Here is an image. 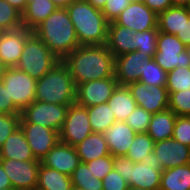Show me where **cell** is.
Instances as JSON below:
<instances>
[{"instance_id":"cell-10","label":"cell","mask_w":190,"mask_h":190,"mask_svg":"<svg viewBox=\"0 0 190 190\" xmlns=\"http://www.w3.org/2000/svg\"><path fill=\"white\" fill-rule=\"evenodd\" d=\"M12 187L16 190H33L37 188L40 160L20 161L15 159H0Z\"/></svg>"},{"instance_id":"cell-27","label":"cell","mask_w":190,"mask_h":190,"mask_svg":"<svg viewBox=\"0 0 190 190\" xmlns=\"http://www.w3.org/2000/svg\"><path fill=\"white\" fill-rule=\"evenodd\" d=\"M56 9L57 7L52 0H35L28 3L22 13V25L33 31Z\"/></svg>"},{"instance_id":"cell-43","label":"cell","mask_w":190,"mask_h":190,"mask_svg":"<svg viewBox=\"0 0 190 190\" xmlns=\"http://www.w3.org/2000/svg\"><path fill=\"white\" fill-rule=\"evenodd\" d=\"M102 187L103 190H127L129 186L124 178L115 169H112L102 179Z\"/></svg>"},{"instance_id":"cell-28","label":"cell","mask_w":190,"mask_h":190,"mask_svg":"<svg viewBox=\"0 0 190 190\" xmlns=\"http://www.w3.org/2000/svg\"><path fill=\"white\" fill-rule=\"evenodd\" d=\"M71 176L40 164L37 176L38 190H71Z\"/></svg>"},{"instance_id":"cell-31","label":"cell","mask_w":190,"mask_h":190,"mask_svg":"<svg viewBox=\"0 0 190 190\" xmlns=\"http://www.w3.org/2000/svg\"><path fill=\"white\" fill-rule=\"evenodd\" d=\"M72 184L84 190H103L102 180L93 176L85 163L80 162L71 175Z\"/></svg>"},{"instance_id":"cell-23","label":"cell","mask_w":190,"mask_h":190,"mask_svg":"<svg viewBox=\"0 0 190 190\" xmlns=\"http://www.w3.org/2000/svg\"><path fill=\"white\" fill-rule=\"evenodd\" d=\"M0 159L36 160L21 127L11 133L0 149Z\"/></svg>"},{"instance_id":"cell-34","label":"cell","mask_w":190,"mask_h":190,"mask_svg":"<svg viewBox=\"0 0 190 190\" xmlns=\"http://www.w3.org/2000/svg\"><path fill=\"white\" fill-rule=\"evenodd\" d=\"M165 87L169 94L190 90V67H177L168 72Z\"/></svg>"},{"instance_id":"cell-39","label":"cell","mask_w":190,"mask_h":190,"mask_svg":"<svg viewBox=\"0 0 190 190\" xmlns=\"http://www.w3.org/2000/svg\"><path fill=\"white\" fill-rule=\"evenodd\" d=\"M21 115L0 112V149L7 138L20 127Z\"/></svg>"},{"instance_id":"cell-47","label":"cell","mask_w":190,"mask_h":190,"mask_svg":"<svg viewBox=\"0 0 190 190\" xmlns=\"http://www.w3.org/2000/svg\"><path fill=\"white\" fill-rule=\"evenodd\" d=\"M185 45L190 42V16L185 19V24L182 29V36H177Z\"/></svg>"},{"instance_id":"cell-6","label":"cell","mask_w":190,"mask_h":190,"mask_svg":"<svg viewBox=\"0 0 190 190\" xmlns=\"http://www.w3.org/2000/svg\"><path fill=\"white\" fill-rule=\"evenodd\" d=\"M153 59L167 73L177 67H190V58L185 51V44L177 36L161 31L157 37Z\"/></svg>"},{"instance_id":"cell-57","label":"cell","mask_w":190,"mask_h":190,"mask_svg":"<svg viewBox=\"0 0 190 190\" xmlns=\"http://www.w3.org/2000/svg\"><path fill=\"white\" fill-rule=\"evenodd\" d=\"M71 190H84V189H81V188H78V187H72Z\"/></svg>"},{"instance_id":"cell-11","label":"cell","mask_w":190,"mask_h":190,"mask_svg":"<svg viewBox=\"0 0 190 190\" xmlns=\"http://www.w3.org/2000/svg\"><path fill=\"white\" fill-rule=\"evenodd\" d=\"M153 58L142 52L133 51L115 57L114 76L119 85L128 86L138 82L141 74Z\"/></svg>"},{"instance_id":"cell-49","label":"cell","mask_w":190,"mask_h":190,"mask_svg":"<svg viewBox=\"0 0 190 190\" xmlns=\"http://www.w3.org/2000/svg\"><path fill=\"white\" fill-rule=\"evenodd\" d=\"M10 5L17 9L21 14L25 11L27 0H6Z\"/></svg>"},{"instance_id":"cell-40","label":"cell","mask_w":190,"mask_h":190,"mask_svg":"<svg viewBox=\"0 0 190 190\" xmlns=\"http://www.w3.org/2000/svg\"><path fill=\"white\" fill-rule=\"evenodd\" d=\"M93 176L102 180L113 169V156L107 155L85 163Z\"/></svg>"},{"instance_id":"cell-56","label":"cell","mask_w":190,"mask_h":190,"mask_svg":"<svg viewBox=\"0 0 190 190\" xmlns=\"http://www.w3.org/2000/svg\"><path fill=\"white\" fill-rule=\"evenodd\" d=\"M0 190H16L15 188H13V187H7V188H0Z\"/></svg>"},{"instance_id":"cell-51","label":"cell","mask_w":190,"mask_h":190,"mask_svg":"<svg viewBox=\"0 0 190 190\" xmlns=\"http://www.w3.org/2000/svg\"><path fill=\"white\" fill-rule=\"evenodd\" d=\"M73 1L75 0H52L57 8H66Z\"/></svg>"},{"instance_id":"cell-37","label":"cell","mask_w":190,"mask_h":190,"mask_svg":"<svg viewBox=\"0 0 190 190\" xmlns=\"http://www.w3.org/2000/svg\"><path fill=\"white\" fill-rule=\"evenodd\" d=\"M167 72H165L154 59L146 64L144 73L141 74L140 82L149 85L166 86Z\"/></svg>"},{"instance_id":"cell-52","label":"cell","mask_w":190,"mask_h":190,"mask_svg":"<svg viewBox=\"0 0 190 190\" xmlns=\"http://www.w3.org/2000/svg\"><path fill=\"white\" fill-rule=\"evenodd\" d=\"M172 6L189 7L190 0H171Z\"/></svg>"},{"instance_id":"cell-3","label":"cell","mask_w":190,"mask_h":190,"mask_svg":"<svg viewBox=\"0 0 190 190\" xmlns=\"http://www.w3.org/2000/svg\"><path fill=\"white\" fill-rule=\"evenodd\" d=\"M80 45H105L109 21L102 10L85 0H75L66 7Z\"/></svg>"},{"instance_id":"cell-30","label":"cell","mask_w":190,"mask_h":190,"mask_svg":"<svg viewBox=\"0 0 190 190\" xmlns=\"http://www.w3.org/2000/svg\"><path fill=\"white\" fill-rule=\"evenodd\" d=\"M87 113L93 132L104 133L116 122L115 115L111 111L108 103L87 107Z\"/></svg>"},{"instance_id":"cell-48","label":"cell","mask_w":190,"mask_h":190,"mask_svg":"<svg viewBox=\"0 0 190 190\" xmlns=\"http://www.w3.org/2000/svg\"><path fill=\"white\" fill-rule=\"evenodd\" d=\"M12 187L11 181L7 174L5 173V169L2 167L0 163V188Z\"/></svg>"},{"instance_id":"cell-19","label":"cell","mask_w":190,"mask_h":190,"mask_svg":"<svg viewBox=\"0 0 190 190\" xmlns=\"http://www.w3.org/2000/svg\"><path fill=\"white\" fill-rule=\"evenodd\" d=\"M40 162L48 168L71 176L81 161L75 147L59 141Z\"/></svg>"},{"instance_id":"cell-45","label":"cell","mask_w":190,"mask_h":190,"mask_svg":"<svg viewBox=\"0 0 190 190\" xmlns=\"http://www.w3.org/2000/svg\"><path fill=\"white\" fill-rule=\"evenodd\" d=\"M134 162L127 156H114L113 157V169H115L124 180L130 182V165Z\"/></svg>"},{"instance_id":"cell-2","label":"cell","mask_w":190,"mask_h":190,"mask_svg":"<svg viewBox=\"0 0 190 190\" xmlns=\"http://www.w3.org/2000/svg\"><path fill=\"white\" fill-rule=\"evenodd\" d=\"M32 32L60 60L80 46L66 8H57Z\"/></svg>"},{"instance_id":"cell-32","label":"cell","mask_w":190,"mask_h":190,"mask_svg":"<svg viewBox=\"0 0 190 190\" xmlns=\"http://www.w3.org/2000/svg\"><path fill=\"white\" fill-rule=\"evenodd\" d=\"M154 141L147 133H136L126 156L134 163L142 161V158L148 157L153 152Z\"/></svg>"},{"instance_id":"cell-42","label":"cell","mask_w":190,"mask_h":190,"mask_svg":"<svg viewBox=\"0 0 190 190\" xmlns=\"http://www.w3.org/2000/svg\"><path fill=\"white\" fill-rule=\"evenodd\" d=\"M132 0H107L102 10L109 22L114 21Z\"/></svg>"},{"instance_id":"cell-54","label":"cell","mask_w":190,"mask_h":190,"mask_svg":"<svg viewBox=\"0 0 190 190\" xmlns=\"http://www.w3.org/2000/svg\"><path fill=\"white\" fill-rule=\"evenodd\" d=\"M185 51L188 57L190 58V42L185 45Z\"/></svg>"},{"instance_id":"cell-12","label":"cell","mask_w":190,"mask_h":190,"mask_svg":"<svg viewBox=\"0 0 190 190\" xmlns=\"http://www.w3.org/2000/svg\"><path fill=\"white\" fill-rule=\"evenodd\" d=\"M137 106L152 114L168 109L169 93L165 86L147 85L140 81L128 85Z\"/></svg>"},{"instance_id":"cell-16","label":"cell","mask_w":190,"mask_h":190,"mask_svg":"<svg viewBox=\"0 0 190 190\" xmlns=\"http://www.w3.org/2000/svg\"><path fill=\"white\" fill-rule=\"evenodd\" d=\"M20 127L33 156L40 161L60 141L59 132L40 124L20 123Z\"/></svg>"},{"instance_id":"cell-1","label":"cell","mask_w":190,"mask_h":190,"mask_svg":"<svg viewBox=\"0 0 190 190\" xmlns=\"http://www.w3.org/2000/svg\"><path fill=\"white\" fill-rule=\"evenodd\" d=\"M75 86L114 76L115 57L106 45H80L62 59Z\"/></svg>"},{"instance_id":"cell-22","label":"cell","mask_w":190,"mask_h":190,"mask_svg":"<svg viewBox=\"0 0 190 190\" xmlns=\"http://www.w3.org/2000/svg\"><path fill=\"white\" fill-rule=\"evenodd\" d=\"M189 16V7L172 6L158 14V31L175 36H182L185 19H189Z\"/></svg>"},{"instance_id":"cell-36","label":"cell","mask_w":190,"mask_h":190,"mask_svg":"<svg viewBox=\"0 0 190 190\" xmlns=\"http://www.w3.org/2000/svg\"><path fill=\"white\" fill-rule=\"evenodd\" d=\"M168 109L177 116H190V90L171 92Z\"/></svg>"},{"instance_id":"cell-50","label":"cell","mask_w":190,"mask_h":190,"mask_svg":"<svg viewBox=\"0 0 190 190\" xmlns=\"http://www.w3.org/2000/svg\"><path fill=\"white\" fill-rule=\"evenodd\" d=\"M85 1L91 4L96 9L103 10L107 0H85Z\"/></svg>"},{"instance_id":"cell-21","label":"cell","mask_w":190,"mask_h":190,"mask_svg":"<svg viewBox=\"0 0 190 190\" xmlns=\"http://www.w3.org/2000/svg\"><path fill=\"white\" fill-rule=\"evenodd\" d=\"M134 31L130 28L109 22L106 47L114 57L135 51Z\"/></svg>"},{"instance_id":"cell-53","label":"cell","mask_w":190,"mask_h":190,"mask_svg":"<svg viewBox=\"0 0 190 190\" xmlns=\"http://www.w3.org/2000/svg\"><path fill=\"white\" fill-rule=\"evenodd\" d=\"M5 70H6V67L4 66V64L0 60V81L4 75Z\"/></svg>"},{"instance_id":"cell-15","label":"cell","mask_w":190,"mask_h":190,"mask_svg":"<svg viewBox=\"0 0 190 190\" xmlns=\"http://www.w3.org/2000/svg\"><path fill=\"white\" fill-rule=\"evenodd\" d=\"M158 15L150 10L141 0H132L127 8L114 20L117 25L130 28L134 32L157 27Z\"/></svg>"},{"instance_id":"cell-46","label":"cell","mask_w":190,"mask_h":190,"mask_svg":"<svg viewBox=\"0 0 190 190\" xmlns=\"http://www.w3.org/2000/svg\"><path fill=\"white\" fill-rule=\"evenodd\" d=\"M150 10L157 15L172 7L171 0H141Z\"/></svg>"},{"instance_id":"cell-14","label":"cell","mask_w":190,"mask_h":190,"mask_svg":"<svg viewBox=\"0 0 190 190\" xmlns=\"http://www.w3.org/2000/svg\"><path fill=\"white\" fill-rule=\"evenodd\" d=\"M163 168L152 152L141 162L130 165V182L128 186L140 187L147 190H158L160 187Z\"/></svg>"},{"instance_id":"cell-9","label":"cell","mask_w":190,"mask_h":190,"mask_svg":"<svg viewBox=\"0 0 190 190\" xmlns=\"http://www.w3.org/2000/svg\"><path fill=\"white\" fill-rule=\"evenodd\" d=\"M87 108L76 102L71 104L66 113V119L59 133L60 142L75 147L92 133Z\"/></svg>"},{"instance_id":"cell-8","label":"cell","mask_w":190,"mask_h":190,"mask_svg":"<svg viewBox=\"0 0 190 190\" xmlns=\"http://www.w3.org/2000/svg\"><path fill=\"white\" fill-rule=\"evenodd\" d=\"M70 105L34 101L21 112L20 123L40 124L60 133Z\"/></svg>"},{"instance_id":"cell-58","label":"cell","mask_w":190,"mask_h":190,"mask_svg":"<svg viewBox=\"0 0 190 190\" xmlns=\"http://www.w3.org/2000/svg\"><path fill=\"white\" fill-rule=\"evenodd\" d=\"M33 1H35V0H27V4H28V3H31V2H33Z\"/></svg>"},{"instance_id":"cell-13","label":"cell","mask_w":190,"mask_h":190,"mask_svg":"<svg viewBox=\"0 0 190 190\" xmlns=\"http://www.w3.org/2000/svg\"><path fill=\"white\" fill-rule=\"evenodd\" d=\"M118 85L115 77L80 83L76 86V103L86 108L107 103Z\"/></svg>"},{"instance_id":"cell-7","label":"cell","mask_w":190,"mask_h":190,"mask_svg":"<svg viewBox=\"0 0 190 190\" xmlns=\"http://www.w3.org/2000/svg\"><path fill=\"white\" fill-rule=\"evenodd\" d=\"M1 82L5 85L9 98L21 112L35 101L37 80L27 73L16 67L6 68Z\"/></svg>"},{"instance_id":"cell-33","label":"cell","mask_w":190,"mask_h":190,"mask_svg":"<svg viewBox=\"0 0 190 190\" xmlns=\"http://www.w3.org/2000/svg\"><path fill=\"white\" fill-rule=\"evenodd\" d=\"M22 26V14L6 0H0V32Z\"/></svg>"},{"instance_id":"cell-26","label":"cell","mask_w":190,"mask_h":190,"mask_svg":"<svg viewBox=\"0 0 190 190\" xmlns=\"http://www.w3.org/2000/svg\"><path fill=\"white\" fill-rule=\"evenodd\" d=\"M177 115L170 109L152 114L147 134L154 142L173 137V129Z\"/></svg>"},{"instance_id":"cell-29","label":"cell","mask_w":190,"mask_h":190,"mask_svg":"<svg viewBox=\"0 0 190 190\" xmlns=\"http://www.w3.org/2000/svg\"><path fill=\"white\" fill-rule=\"evenodd\" d=\"M161 190H190V163L162 171Z\"/></svg>"},{"instance_id":"cell-55","label":"cell","mask_w":190,"mask_h":190,"mask_svg":"<svg viewBox=\"0 0 190 190\" xmlns=\"http://www.w3.org/2000/svg\"><path fill=\"white\" fill-rule=\"evenodd\" d=\"M127 190H147L140 187L129 186Z\"/></svg>"},{"instance_id":"cell-5","label":"cell","mask_w":190,"mask_h":190,"mask_svg":"<svg viewBox=\"0 0 190 190\" xmlns=\"http://www.w3.org/2000/svg\"><path fill=\"white\" fill-rule=\"evenodd\" d=\"M50 49L32 33L26 40L20 60L16 66L35 80H39L59 62Z\"/></svg>"},{"instance_id":"cell-41","label":"cell","mask_w":190,"mask_h":190,"mask_svg":"<svg viewBox=\"0 0 190 190\" xmlns=\"http://www.w3.org/2000/svg\"><path fill=\"white\" fill-rule=\"evenodd\" d=\"M173 138L190 147V116H177L173 129Z\"/></svg>"},{"instance_id":"cell-18","label":"cell","mask_w":190,"mask_h":190,"mask_svg":"<svg viewBox=\"0 0 190 190\" xmlns=\"http://www.w3.org/2000/svg\"><path fill=\"white\" fill-rule=\"evenodd\" d=\"M153 153L163 170L190 163V147L180 143L173 137L154 142Z\"/></svg>"},{"instance_id":"cell-17","label":"cell","mask_w":190,"mask_h":190,"mask_svg":"<svg viewBox=\"0 0 190 190\" xmlns=\"http://www.w3.org/2000/svg\"><path fill=\"white\" fill-rule=\"evenodd\" d=\"M32 33L24 26L0 32V60L6 68L17 66L25 42Z\"/></svg>"},{"instance_id":"cell-4","label":"cell","mask_w":190,"mask_h":190,"mask_svg":"<svg viewBox=\"0 0 190 190\" xmlns=\"http://www.w3.org/2000/svg\"><path fill=\"white\" fill-rule=\"evenodd\" d=\"M35 101L50 104L76 102V86L68 67L62 60H59L48 73L37 80Z\"/></svg>"},{"instance_id":"cell-20","label":"cell","mask_w":190,"mask_h":190,"mask_svg":"<svg viewBox=\"0 0 190 190\" xmlns=\"http://www.w3.org/2000/svg\"><path fill=\"white\" fill-rule=\"evenodd\" d=\"M136 132L126 123L116 121L104 133L110 154L126 156L129 147L134 141Z\"/></svg>"},{"instance_id":"cell-38","label":"cell","mask_w":190,"mask_h":190,"mask_svg":"<svg viewBox=\"0 0 190 190\" xmlns=\"http://www.w3.org/2000/svg\"><path fill=\"white\" fill-rule=\"evenodd\" d=\"M152 113L147 112L142 107L137 106L133 112L126 119V123L136 133H147L149 123L151 121Z\"/></svg>"},{"instance_id":"cell-44","label":"cell","mask_w":190,"mask_h":190,"mask_svg":"<svg viewBox=\"0 0 190 190\" xmlns=\"http://www.w3.org/2000/svg\"><path fill=\"white\" fill-rule=\"evenodd\" d=\"M0 112L11 115H21V111L13 104L5 85L0 81Z\"/></svg>"},{"instance_id":"cell-24","label":"cell","mask_w":190,"mask_h":190,"mask_svg":"<svg viewBox=\"0 0 190 190\" xmlns=\"http://www.w3.org/2000/svg\"><path fill=\"white\" fill-rule=\"evenodd\" d=\"M82 163L110 155V151L103 133L92 132L82 142L75 146Z\"/></svg>"},{"instance_id":"cell-25","label":"cell","mask_w":190,"mask_h":190,"mask_svg":"<svg viewBox=\"0 0 190 190\" xmlns=\"http://www.w3.org/2000/svg\"><path fill=\"white\" fill-rule=\"evenodd\" d=\"M111 111L114 113L116 121L125 122L137 103L130 92L128 86L118 85L112 96L107 101Z\"/></svg>"},{"instance_id":"cell-35","label":"cell","mask_w":190,"mask_h":190,"mask_svg":"<svg viewBox=\"0 0 190 190\" xmlns=\"http://www.w3.org/2000/svg\"><path fill=\"white\" fill-rule=\"evenodd\" d=\"M158 34V28L135 32L133 37L135 51L150 55L153 58L156 53Z\"/></svg>"}]
</instances>
